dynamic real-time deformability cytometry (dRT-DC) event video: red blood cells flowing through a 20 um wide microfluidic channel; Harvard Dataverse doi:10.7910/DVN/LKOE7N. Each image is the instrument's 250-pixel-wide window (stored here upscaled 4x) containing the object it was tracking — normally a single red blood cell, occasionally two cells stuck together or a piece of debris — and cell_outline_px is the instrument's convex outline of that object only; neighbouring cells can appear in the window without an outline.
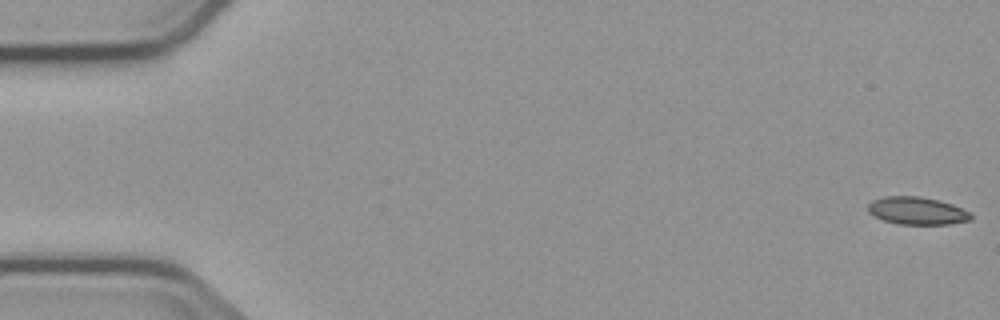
{"species": "common noctule bat (a hibernating species)", "species_latin": "Nyctalus noctula", "temperature_condition": "cold", "stored_images_in_passage": 4, "camera_frame_rate_fps": 3000, "um_per_image_px": 0.085, "animal": {"sex": "male", "body_mass_g": 23.1, "forearm_length_mm": 52.7}, "frame": {"image": 1, "passage_image": 1, "time_ms": 0.0, "image_size_px": [1000, 320], "cell_outline_px": [[972, 220], [948, 224], [896, 224], [872, 216], [868, 212], [868, 204], [872, 200], [884, 196], [920, 196], [940, 200], [952, 204], [972, 212]], "centroid_in_image_um": [77.95, 17.91], "position_along_channel_um": 7.0, "area_um2": 16.82}}